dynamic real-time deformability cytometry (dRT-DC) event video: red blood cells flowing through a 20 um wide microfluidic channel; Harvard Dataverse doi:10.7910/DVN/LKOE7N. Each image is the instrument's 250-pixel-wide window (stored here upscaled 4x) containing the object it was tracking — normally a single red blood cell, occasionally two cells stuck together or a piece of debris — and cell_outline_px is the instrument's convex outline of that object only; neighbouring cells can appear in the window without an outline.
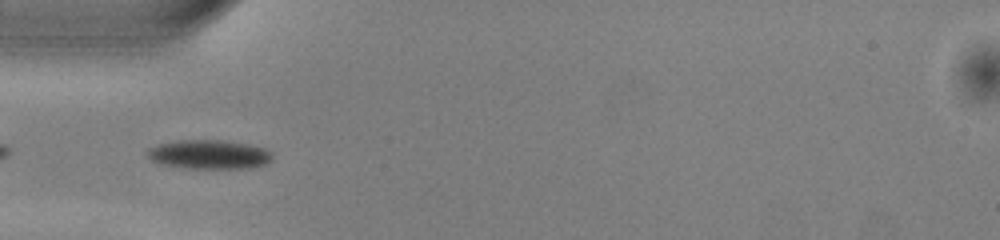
{"species": "common noctule bat (a hibernating species)", "species_latin": "Nyctalus noctula", "temperature_condition": "warm", "stored_images_in_passage": 38, "camera_frame_rate_fps": 3000, "um_per_image_px": 0.085, "animal": {"sex": "male", "body_mass_g": 13.0, "forearm_length_mm": 53.1}, "frame": {"image": 1, "passage_image": 5, "time_ms": 1.333, "image_size_px": [1000, 240], "cell_outline_px": [[272, 160], [268, 164], [248, 168], [188, 168], [160, 164], [152, 160], [148, 156], [148, 148], [156, 144], [176, 140], [224, 140], [248, 144], [264, 148], [272, 152]], "centroid_in_image_um": [17.79, 13.12], "position_along_channel_um": 67.2, "area_um2": 21.33}}
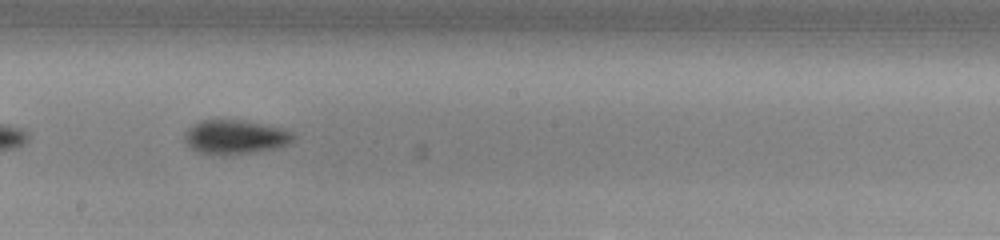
{"frame": {"image": 2, "passage_image": 17, "time_ms": 5.333, "image_size_px": [1000, 240], "cell_outline_px": [[296, 140], [288, 144], [276, 148], [232, 156], [220, 156], [196, 152], [184, 140], [184, 132], [192, 124], [200, 120], [240, 120], [280, 128], [292, 132], [296, 136]], "centroid_in_image_um": [19.96, 11.67], "position_along_channel_um": 228.2, "area_um2": 21.96}}
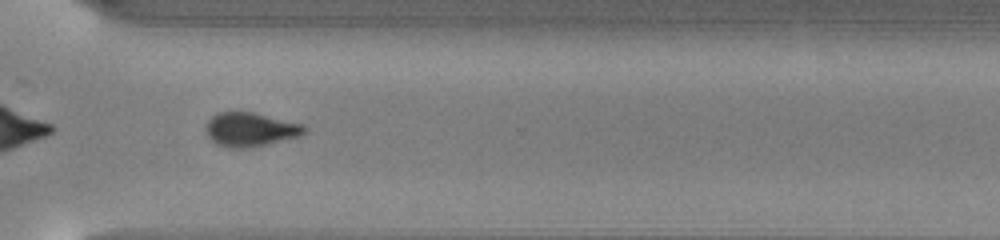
{"frame": {"image": 3, "passage_image": 26, "time_ms": 8.333, "image_size_px": [1000, 240], "cell_outline_px": [[308, 128], [300, 136], [248, 148], [228, 148], [216, 144], [208, 136], [204, 128], [208, 120], [216, 112], [252, 112], [304, 124]], "centroid_in_image_um": [21.25, 11.0], "position_along_channel_um": 349.3, "area_um2": 19.54}, "authors_computed_cell_mechanics": {"area_um2": 20.808, "velocity_mm_per_s": 4.0335, "shape_relaxation_time_tau1_ms": 2.0563, "shape_relaxation_time_tau2_ms": null, "deformation_change_tau1": 0.1105, "deformation_change_tau2": null}}